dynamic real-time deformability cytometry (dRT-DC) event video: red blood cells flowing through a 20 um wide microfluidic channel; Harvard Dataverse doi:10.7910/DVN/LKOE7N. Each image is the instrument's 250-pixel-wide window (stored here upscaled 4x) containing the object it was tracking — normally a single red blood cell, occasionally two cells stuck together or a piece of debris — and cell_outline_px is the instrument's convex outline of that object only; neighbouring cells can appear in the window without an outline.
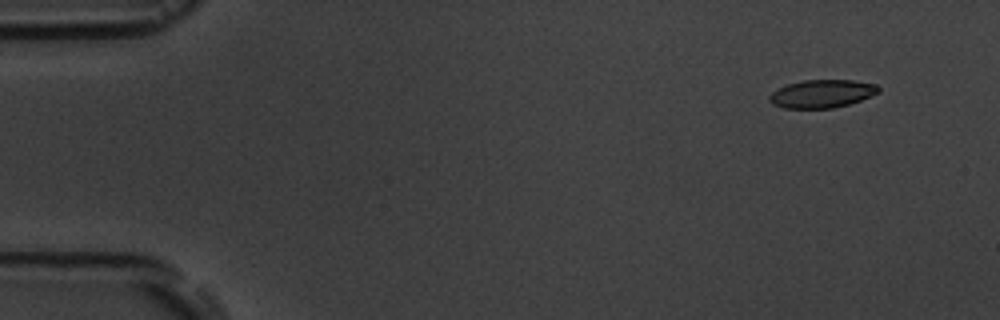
{"species": "common noctule bat (a hibernating species)", "species_latin": "Nyctalus noctula", "temperature_condition": "room temperature", "stored_images_in_passage": 5, "camera_frame_rate_fps": 3000, "um_per_image_px": 0.085, "animal": {"sex": "male", "body_mass_g": 19.5, "forearm_length_mm": 54.6}, "frame": {"image": 1, "passage_image": 2, "time_ms": 1.0, "image_size_px": [1000, 320], "cell_outline_px": [[880, 92], [860, 100], [848, 104], [832, 108], [784, 108], [772, 104], [768, 100], [768, 96], [772, 92], [788, 84], [804, 80], [852, 80], [876, 84], [880, 88]], "centroid_in_image_um": [69.86, 7.97], "position_along_channel_um": 15.1, "area_um2": 17.74}}